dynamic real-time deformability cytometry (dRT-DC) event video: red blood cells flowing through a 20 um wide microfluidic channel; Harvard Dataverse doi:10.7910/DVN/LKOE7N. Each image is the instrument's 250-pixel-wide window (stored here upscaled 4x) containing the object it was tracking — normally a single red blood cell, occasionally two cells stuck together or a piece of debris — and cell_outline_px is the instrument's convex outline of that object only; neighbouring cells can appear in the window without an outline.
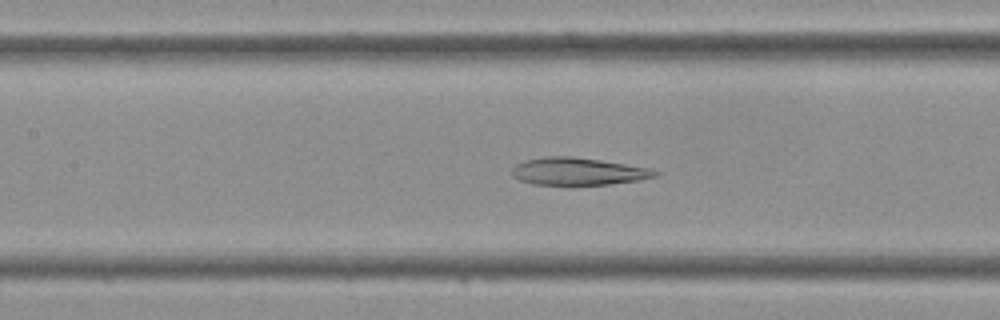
{"species": "Egyptian fruit bat (a non-hibernating species)", "species_latin": "Rousettus aegyptiacus", "temperature_condition": "cold", "stored_images_in_passage": 41, "camera_frame_rate_fps": 3000, "um_per_image_px": 0.085, "frame": {"image": 1, "passage_image": 18, "time_ms": 5.667, "image_size_px": [1000, 320], "cell_outline_px": [[660, 176], [640, 180], [608, 184], [572, 188], [532, 184], [520, 180], [512, 176], [512, 168], [516, 164], [524, 160], [544, 156], [572, 156], [600, 160], [652, 168], [660, 172]], "centroid_in_image_um": [49.14, 14.61], "position_along_channel_um": 158.3, "area_um2": 24.04}}
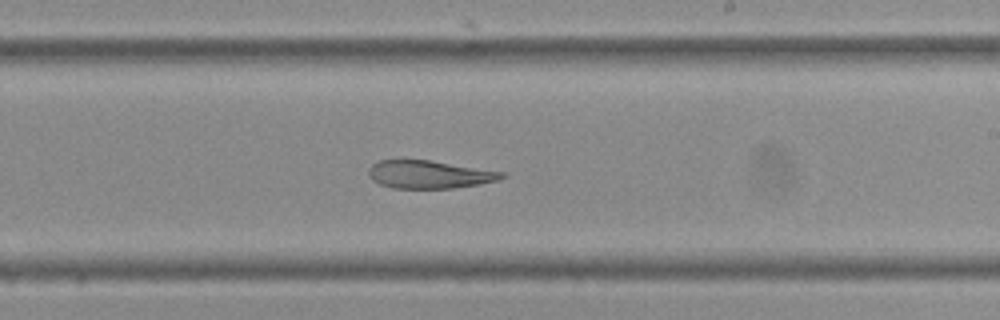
{"frame": {"image": 2, "passage_image": 24, "time_ms": 7.667, "image_size_px": [1000, 320], "cell_outline_px": [[508, 176], [500, 180], [480, 184], [452, 188], [392, 188], [380, 184], [372, 180], [368, 176], [368, 168], [372, 164], [380, 160], [428, 160], [504, 172]], "centroid_in_image_um": [36.49, 14.83], "position_along_channel_um": 252.5, "area_um2": 21.68}}
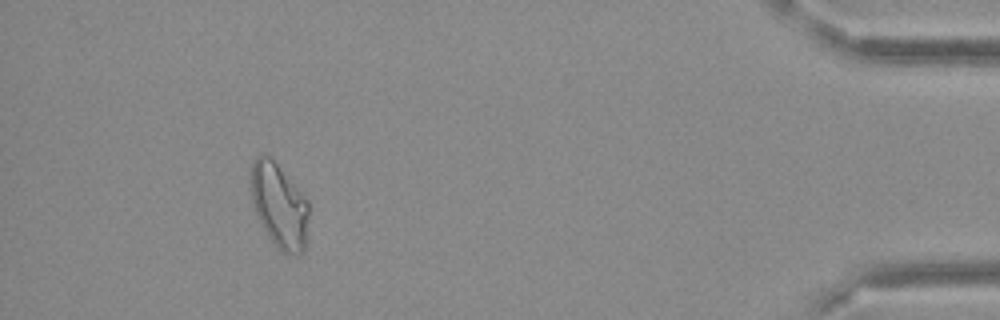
{"frame": {"image": 3, "passage_image": 38, "time_ms": 12.333, "image_size_px": [1000, 320], "cell_outline_px": [[308, 244], [304, 252], [300, 256], [296, 256], [280, 252], [276, 248], [260, 224], [252, 204], [248, 172], [252, 160], [256, 156], [268, 152], [308, 200]], "centroid_in_image_um": [23.71, 17.48], "position_along_channel_um": 411.5, "area_um2": 30.0}}